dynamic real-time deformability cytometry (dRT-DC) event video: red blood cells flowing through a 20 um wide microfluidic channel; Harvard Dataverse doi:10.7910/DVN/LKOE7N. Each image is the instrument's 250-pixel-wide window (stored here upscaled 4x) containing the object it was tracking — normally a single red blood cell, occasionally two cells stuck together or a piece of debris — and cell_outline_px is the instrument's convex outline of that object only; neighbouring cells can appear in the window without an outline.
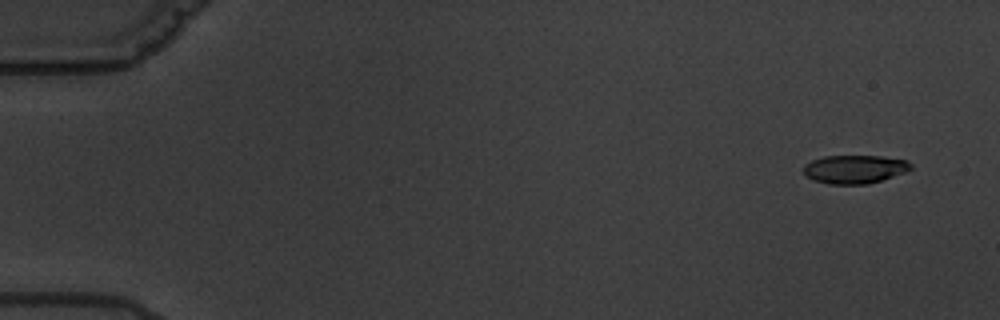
{"species": "common noctule bat (a hibernating species)", "species_latin": "Nyctalus noctula", "temperature_condition": "warm", "stored_images_in_passage": 6, "camera_frame_rate_fps": 3000, "um_per_image_px": 0.085, "animal": {"sex": "male", "body_mass_g": 19.5, "forearm_length_mm": 54.6}, "frame": {"image": 1, "passage_image": 1, "time_ms": 0.0, "image_size_px": [1000, 320], "cell_outline_px": [[912, 168], [904, 172], [880, 180], [864, 184], [828, 184], [812, 180], [804, 176], [804, 164], [812, 160], [824, 156], [880, 156], [904, 160], [912, 164]], "centroid_in_image_um": [72.58, 14.38], "position_along_channel_um": 12.4, "area_um2": 17.63}}
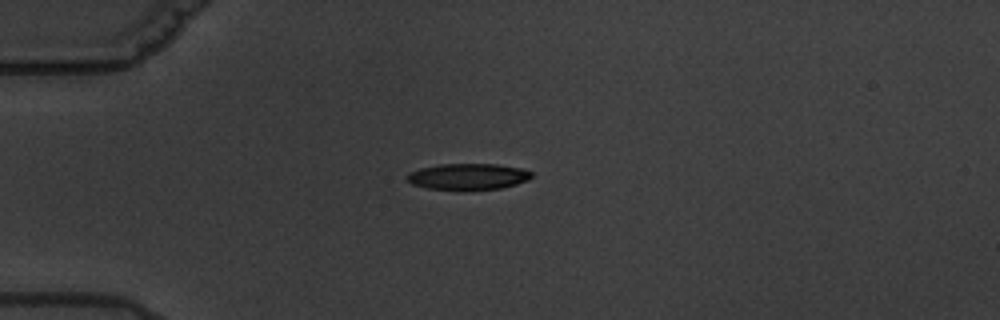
{"frame": {"image": 2, "passage_image": 4, "time_ms": 4.333, "image_size_px": [1000, 320], "cell_outline_px": [[532, 176], [528, 180], [516, 184], [500, 188], [428, 188], [412, 184], [404, 176], [408, 172], [420, 168], [440, 164], [496, 164], [524, 168], [532, 172]], "centroid_in_image_um": [39.79, 14.97], "position_along_channel_um": 45.2, "area_um2": 18.61}}